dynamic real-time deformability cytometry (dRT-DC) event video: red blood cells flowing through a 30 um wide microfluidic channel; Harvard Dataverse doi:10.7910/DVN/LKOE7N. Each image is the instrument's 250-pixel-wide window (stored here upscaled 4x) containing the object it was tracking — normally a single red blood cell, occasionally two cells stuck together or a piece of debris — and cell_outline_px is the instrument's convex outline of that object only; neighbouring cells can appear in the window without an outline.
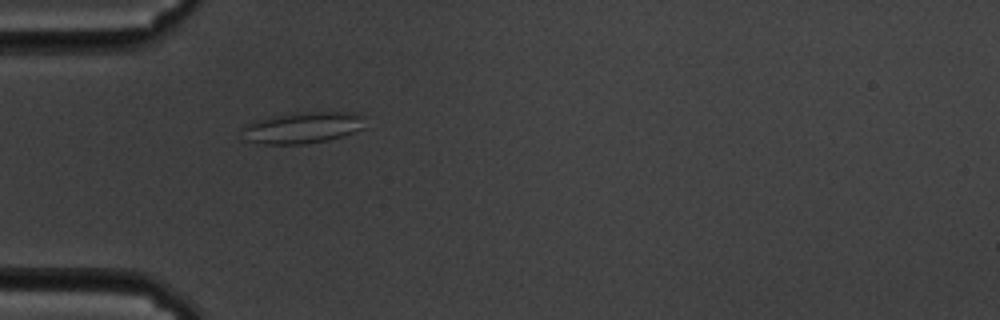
{"species": "common noctule bat (a hibernating species)", "species_latin": "Nyctalus noctula", "temperature_condition": "cold", "stored_images_in_passage": 11, "camera_frame_rate_fps": 3000, "um_per_image_px": 0.085, "animal": {"sex": "male", "body_mass_g": 19.5, "forearm_length_mm": 54.6}, "frame": {"image": 1, "passage_image": 1, "time_ms": 0.0, "image_size_px": [1000, 320], "cell_outline_px": [[364, 128], [344, 136], [328, 140], [304, 144], [264, 144], [244, 140], [240, 128], [244, 124], [256, 120], [272, 116], [296, 112], [356, 112], [364, 116]], "centroid_in_image_um": [25.7, 10.85], "position_along_channel_um": 59.3, "area_um2": 22.89}}
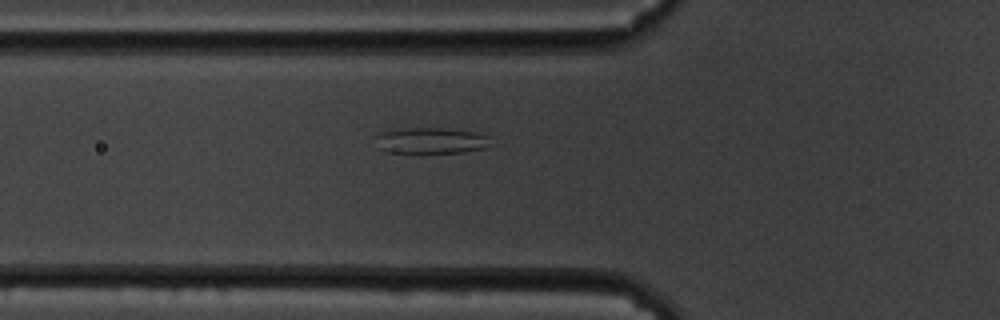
{"frame": {"image": 2, "passage_image": 4, "time_ms": 1.0, "image_size_px": [1000, 320], "cell_outline_px": [[488, 136], [484, 148], [460, 152], [388, 152], [376, 148], [376, 136], [384, 132], [408, 128], [440, 128], [472, 132]], "centroid_in_image_um": [36.53, 11.95], "position_along_channel_um": 89.3, "area_um2": 16.76}}